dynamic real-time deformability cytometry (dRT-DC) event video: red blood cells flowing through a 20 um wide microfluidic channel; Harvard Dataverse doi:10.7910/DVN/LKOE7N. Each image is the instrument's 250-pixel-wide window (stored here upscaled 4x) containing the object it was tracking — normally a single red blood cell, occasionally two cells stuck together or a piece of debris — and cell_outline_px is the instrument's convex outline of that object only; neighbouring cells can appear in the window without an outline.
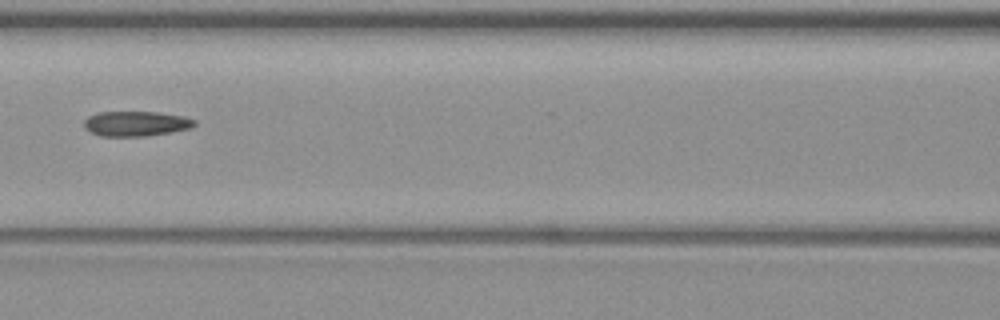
{"species": "common noctule bat (a hibernating species)", "species_latin": "Nyctalus noctula", "temperature_condition": "warm", "stored_images_in_passage": 7, "camera_frame_rate_fps": 3000, "um_per_image_px": 0.085, "animal": {"sex": "female", "body_mass_g": 19.3, "forearm_length_mm": 54.1}, "frame": {"image": 1, "passage_image": 7, "time_ms": 8.333, "image_size_px": [1000, 320], "cell_outline_px": [[196, 124], [192, 128], [172, 132], [148, 136], [100, 136], [88, 132], [84, 128], [84, 120], [88, 116], [100, 112], [160, 112], [184, 116], [196, 120]], "centroid_in_image_um": [11.56, 10.51], "position_along_channel_um": 155.0, "area_um2": 16.36}}